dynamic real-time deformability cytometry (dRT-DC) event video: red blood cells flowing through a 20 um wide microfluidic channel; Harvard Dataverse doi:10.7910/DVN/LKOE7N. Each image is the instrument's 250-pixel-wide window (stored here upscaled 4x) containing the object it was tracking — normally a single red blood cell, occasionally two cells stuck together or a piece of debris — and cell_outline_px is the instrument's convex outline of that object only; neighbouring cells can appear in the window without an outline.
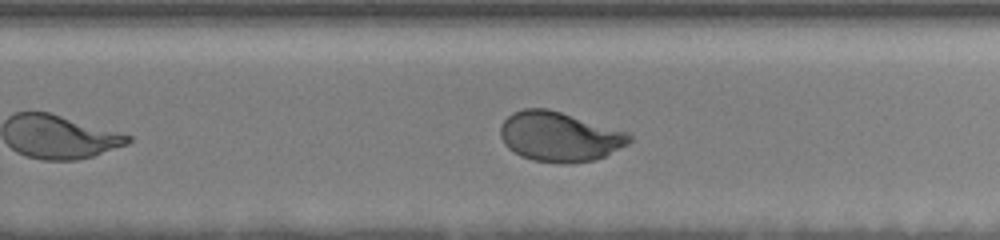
{"species": "human", "species_latin": "Homo sapiens", "temperature_condition": "room temperature", "stored_images_in_passage": 17, "segment_of_instrument_passage": [2, 2], "camera_frame_rate_fps": 3000, "um_per_image_px": 0.085, "donor": {"sex": "female"}, "frame": {"image": 1, "passage_image": 17, "time_ms": 6.0, "image_size_px": [1000, 240], "cell_outline_px": [[632, 140], [628, 144], [604, 156], [592, 160], [568, 164], [560, 164], [532, 160], [520, 156], [508, 148], [504, 144], [500, 136], [500, 124], [512, 112], [524, 108], [548, 108], [628, 132], [632, 136]], "centroid_in_image_um": [47.52, 11.61], "position_along_channel_um": 282.3, "area_um2": 37.57}}